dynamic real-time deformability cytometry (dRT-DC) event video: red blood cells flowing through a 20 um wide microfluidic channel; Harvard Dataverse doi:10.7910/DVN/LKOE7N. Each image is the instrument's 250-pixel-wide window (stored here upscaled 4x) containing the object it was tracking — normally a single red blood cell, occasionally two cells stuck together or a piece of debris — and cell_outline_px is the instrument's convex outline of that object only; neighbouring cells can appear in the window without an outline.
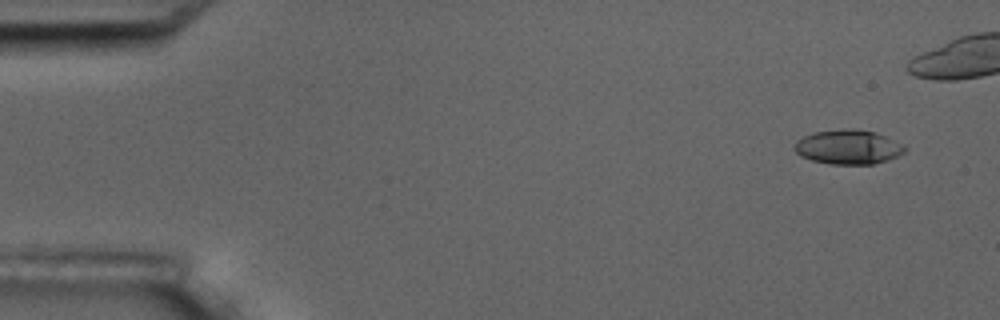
{"species": "common noctule bat (a hibernating species)", "species_latin": "Nyctalus noctula", "temperature_condition": "room temperature", "stored_images_in_passage": 5, "camera_frame_rate_fps": 3000, "um_per_image_px": 0.085, "animal": {"sex": "male", "body_mass_g": 17.5, "forearm_length_mm": 52.3}, "frame": {"image": 1, "passage_image": 1, "time_ms": 0.0, "image_size_px": [1000, 320], "cell_outline_px": [[908, 148], [904, 152], [888, 160], [872, 164], [828, 164], [812, 160], [800, 156], [792, 148], [796, 140], [804, 136], [816, 132], [856, 128], [876, 132], [904, 144]], "centroid_in_image_um": [72.1, 12.5], "position_along_channel_um": 12.9, "area_um2": 22.2}}